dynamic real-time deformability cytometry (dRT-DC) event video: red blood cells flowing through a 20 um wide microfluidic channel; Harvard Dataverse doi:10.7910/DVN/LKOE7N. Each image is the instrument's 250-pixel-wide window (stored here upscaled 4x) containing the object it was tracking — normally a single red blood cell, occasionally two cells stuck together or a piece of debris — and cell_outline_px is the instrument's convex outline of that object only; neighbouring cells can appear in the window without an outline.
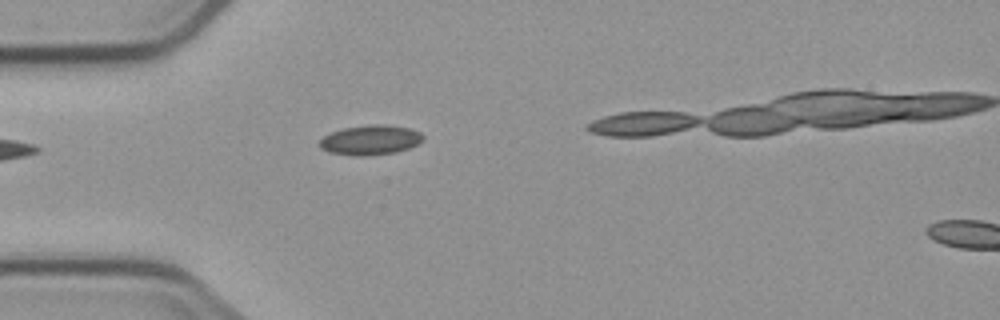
{"species": "common noctule bat (a hibernating species)", "species_latin": "Nyctalus noctula", "temperature_condition": "cold", "stored_images_in_passage": 4, "camera_frame_rate_fps": 3000, "um_per_image_px": 0.085, "animal": {"sex": "male", "body_mass_g": 23.1, "forearm_length_mm": 52.7}, "frame": {"image": 1, "passage_image": 3, "time_ms": 3.333, "image_size_px": [1000, 320], "cell_outline_px": [[424, 140], [408, 148], [396, 152], [360, 156], [332, 152], [320, 148], [320, 140], [324, 136], [332, 132], [344, 128], [372, 124], [380, 124], [408, 128], [420, 132], [424, 136]], "centroid_in_image_um": [31.5, 11.89], "position_along_channel_um": 53.5, "area_um2": 17.57}}